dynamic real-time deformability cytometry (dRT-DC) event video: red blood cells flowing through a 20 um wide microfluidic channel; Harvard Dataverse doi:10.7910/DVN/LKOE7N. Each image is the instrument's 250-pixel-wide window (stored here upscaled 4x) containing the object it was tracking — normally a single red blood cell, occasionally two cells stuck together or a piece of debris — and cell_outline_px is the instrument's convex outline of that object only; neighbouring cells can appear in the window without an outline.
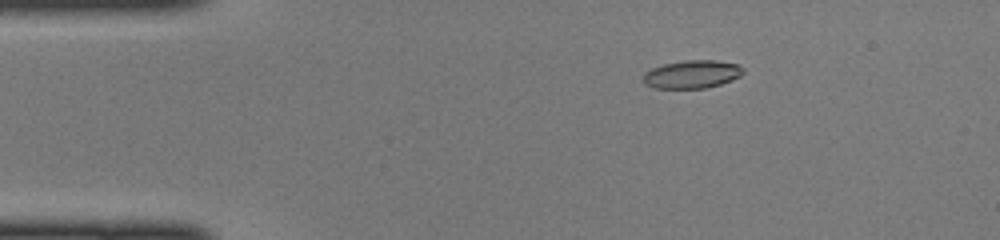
{"species": "common noctule bat (a hibernating species)", "species_latin": "Nyctalus noctula", "temperature_condition": "cold", "stored_images_in_passage": 47, "camera_frame_rate_fps": 3000, "um_per_image_px": 0.085, "animal": {"sex": "female", "body_mass_g": 22.0, "forearm_length_mm": 56.7}, "frame": {"image": 1, "passage_image": 8, "time_ms": 2.333, "image_size_px": [1000, 240], "cell_outline_px": [[744, 72], [740, 76], [732, 80], [720, 84], [704, 88], [652, 88], [644, 84], [644, 72], [652, 68], [664, 64], [684, 60], [716, 60], [736, 64], [744, 68]], "centroid_in_image_um": [58.81, 6.31], "position_along_channel_um": 26.2, "area_um2": 16.36}}
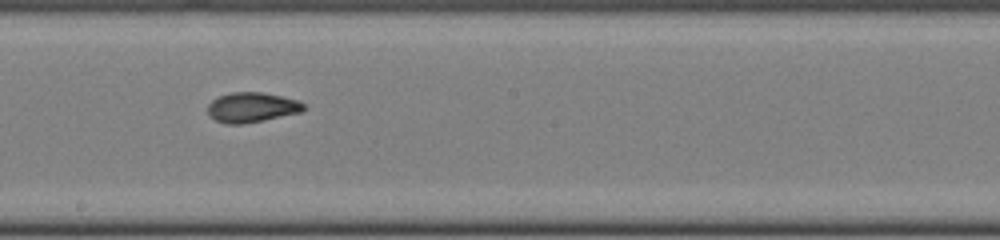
{"frame": {"image": 2, "passage_image": 26, "time_ms": 8.333, "image_size_px": [1000, 240], "cell_outline_px": [[304, 108], [300, 112], [264, 120], [244, 124], [224, 124], [216, 120], [208, 112], [208, 104], [212, 100], [220, 96], [232, 92], [260, 92], [280, 96], [296, 100], [304, 104]], "centroid_in_image_um": [21.37, 9.13], "position_along_channel_um": 226.8, "area_um2": 16.47}}
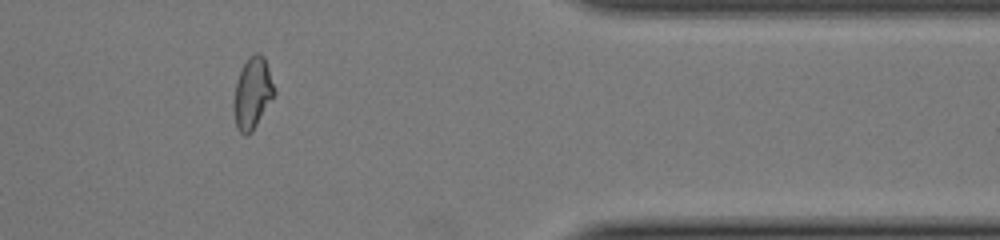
{"frame": {"image": 3, "passage_image": 39, "time_ms": 12.667, "image_size_px": [1000, 240], "cell_outline_px": [[276, 92], [252, 132], [244, 136], [236, 128], [232, 108], [232, 104], [236, 84], [240, 72], [248, 56], [252, 52], [260, 52], [264, 56]], "centroid_in_image_um": [21.44, 7.92], "position_along_channel_um": 390.0, "area_um2": 16.99}}